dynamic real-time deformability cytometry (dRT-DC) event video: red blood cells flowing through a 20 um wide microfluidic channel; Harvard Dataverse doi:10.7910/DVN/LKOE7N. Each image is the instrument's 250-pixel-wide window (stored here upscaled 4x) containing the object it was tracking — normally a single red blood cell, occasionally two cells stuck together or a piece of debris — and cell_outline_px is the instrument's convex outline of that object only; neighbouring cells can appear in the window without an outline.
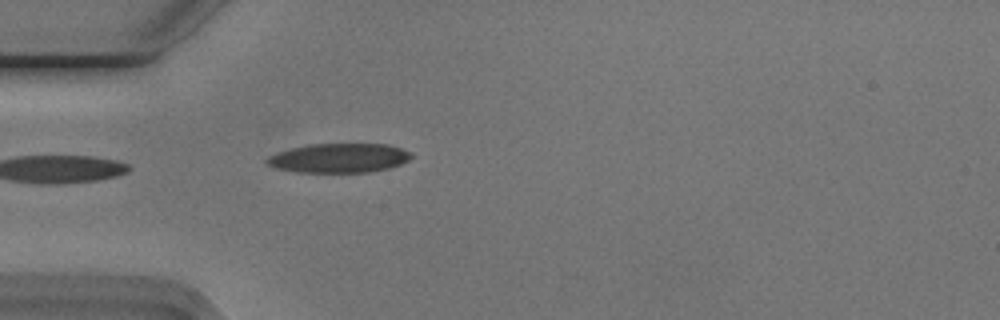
{"species": "Egyptian fruit bat (a non-hibernating species)", "species_latin": "Rousettus aegyptiacus", "temperature_condition": "cold", "stored_images_in_passage": 5, "camera_frame_rate_fps": 3000, "um_per_image_px": 0.085, "animal": {"sex": "male"}, "frame": {"image": 1, "passage_image": 1, "time_ms": 0.0, "image_size_px": [1000, 320], "cell_outline_px": [[412, 156], [408, 160], [400, 164], [388, 168], [368, 172], [304, 172], [280, 168], [268, 164], [264, 160], [280, 152], [292, 148], [312, 144], [388, 144], [412, 152]], "centroid_in_image_um": [28.9, 13.42], "position_along_channel_um": 56.1, "area_um2": 24.1}}
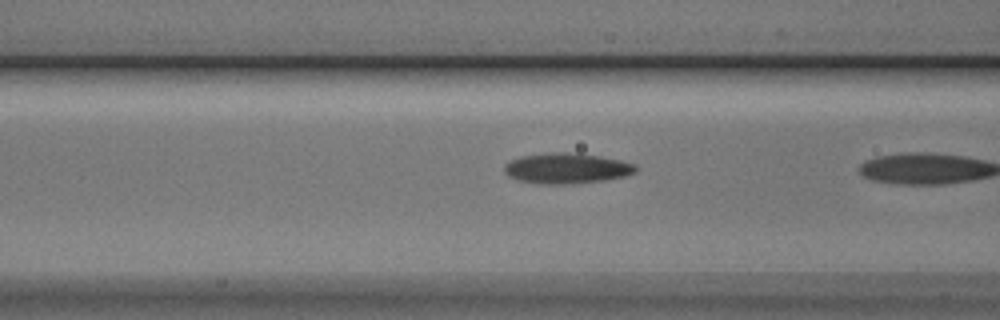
{"frame": {"image": 2, "passage_image": 4, "time_ms": 1.0, "image_size_px": [1000, 320], "cell_outline_px": [[636, 172], [624, 176], [608, 180], [568, 184], [540, 184], [520, 180], [508, 176], [504, 172], [504, 164], [520, 156], [552, 152], [564, 152], [600, 156], [620, 160], [632, 164], [636, 168]], "centroid_in_image_um": [48.14, 14.31], "position_along_channel_um": 118.5, "area_um2": 23.24}}